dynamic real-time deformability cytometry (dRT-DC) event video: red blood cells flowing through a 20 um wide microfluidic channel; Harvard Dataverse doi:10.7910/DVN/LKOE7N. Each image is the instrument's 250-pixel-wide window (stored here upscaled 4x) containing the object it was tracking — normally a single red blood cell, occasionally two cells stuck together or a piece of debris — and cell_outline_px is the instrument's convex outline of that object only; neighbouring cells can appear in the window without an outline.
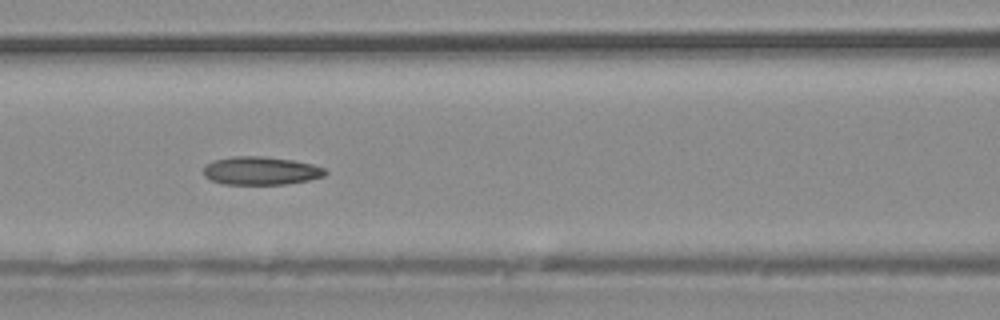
{"species": "common noctule bat (a hibernating species)", "species_latin": "Nyctalus noctula", "temperature_condition": "warm", "stored_images_in_passage": 33, "camera_frame_rate_fps": 3000, "um_per_image_px": 0.085, "animal": {"sex": "male", "body_mass_g": 20.4}, "frame": {"image": 1, "passage_image": 10, "time_ms": 3.0, "image_size_px": [1000, 320], "cell_outline_px": [[328, 172], [324, 176], [308, 180], [284, 184], [224, 184], [212, 180], [204, 176], [204, 168], [212, 160], [232, 156], [264, 156], [292, 160], [312, 164], [324, 168]], "centroid_in_image_um": [22.17, 14.5], "position_along_channel_um": 144.4, "area_um2": 19.94}}
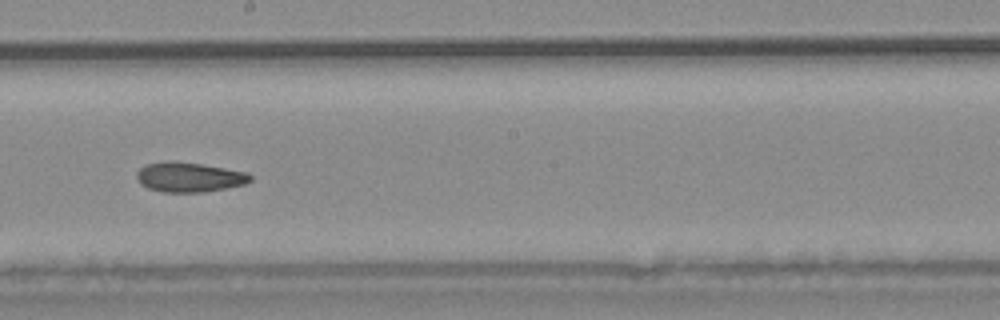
{"frame": {"image": 2, "passage_image": 15, "time_ms": 4.667, "image_size_px": [1000, 320], "cell_outline_px": [[252, 180], [244, 184], [204, 192], [160, 192], [148, 188], [140, 184], [136, 176], [136, 172], [144, 164], [164, 160], [172, 160], [200, 164], [224, 168], [244, 172], [252, 176]], "centroid_in_image_um": [16.0, 15.05], "position_along_channel_um": 232.2, "area_um2": 19.77}}